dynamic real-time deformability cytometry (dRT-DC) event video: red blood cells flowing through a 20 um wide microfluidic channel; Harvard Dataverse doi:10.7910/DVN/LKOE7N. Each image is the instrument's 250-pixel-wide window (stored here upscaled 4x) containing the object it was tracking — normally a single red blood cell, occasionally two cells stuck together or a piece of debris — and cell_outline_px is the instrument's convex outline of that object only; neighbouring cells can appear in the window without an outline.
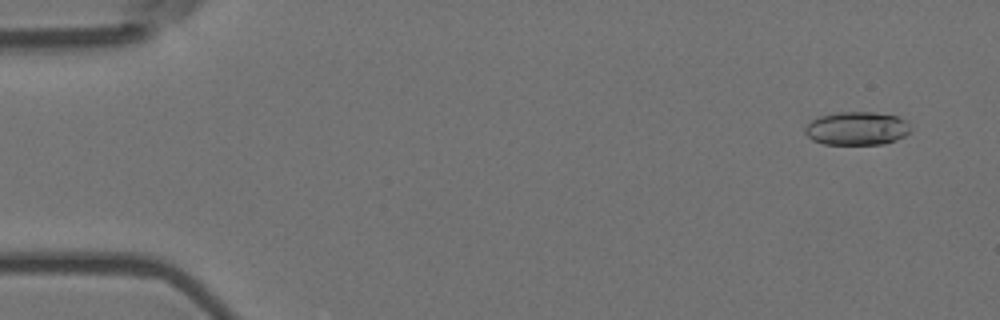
{"species": "Egyptian fruit bat (a non-hibernating species)", "species_latin": "Rousettus aegyptiacus", "temperature_condition": "room temperature", "stored_images_in_passage": 6, "camera_frame_rate_fps": 3000, "um_per_image_px": 0.085, "animal": {"sex": "female"}, "frame": {"image": 1, "passage_image": 1, "time_ms": 0.0, "image_size_px": [1000, 320], "cell_outline_px": [[912, 128], [904, 136], [896, 140], [884, 144], [824, 144], [812, 140], [804, 132], [804, 128], [812, 120], [820, 116], [836, 112], [872, 112], [896, 116], [904, 120]], "centroid_in_image_um": [72.81, 10.92], "position_along_channel_um": 12.2, "area_um2": 20.46}}
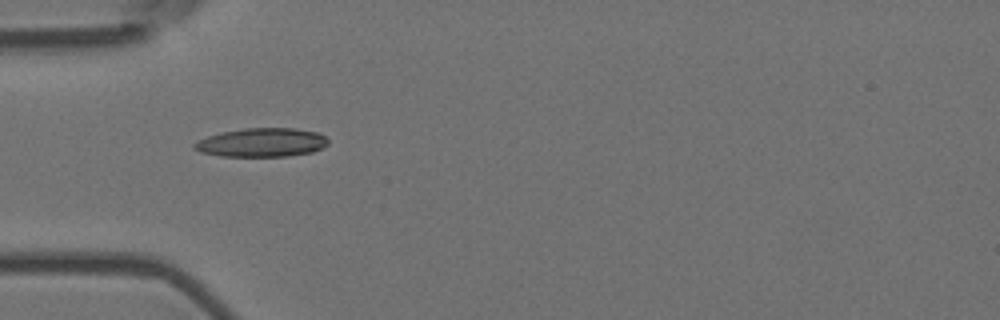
{"frame": {"image": 2, "passage_image": 5, "time_ms": 1.333, "image_size_px": [1000, 320], "cell_outline_px": [[328, 144], [312, 152], [288, 156], [220, 156], [200, 152], [192, 148], [192, 144], [208, 136], [224, 132], [244, 128], [296, 128], [320, 132], [328, 140]], "centroid_in_image_um": [22.26, 12.11], "position_along_channel_um": 62.7, "area_um2": 22.43}}
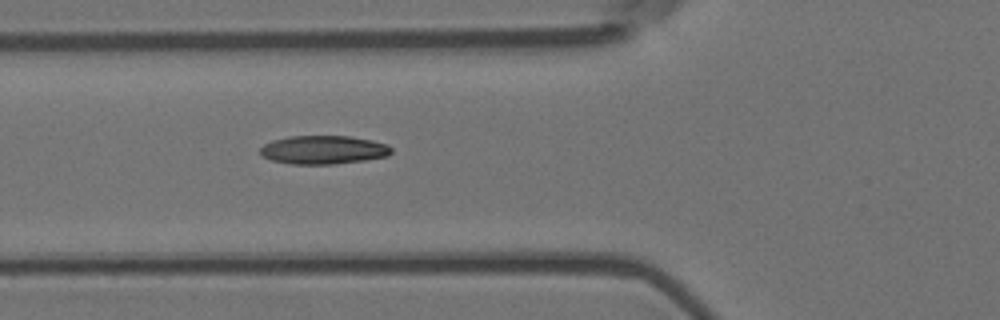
{"frame": {"image": 3, "passage_image": 6, "time_ms": 1.667, "image_size_px": [1000, 320], "cell_outline_px": [[392, 152], [388, 156], [364, 160], [332, 164], [292, 164], [272, 160], [260, 156], [260, 148], [264, 144], [272, 140], [288, 136], [348, 136], [372, 140], [388, 144], [392, 148]], "centroid_in_image_um": [27.48, 12.73], "position_along_channel_um": 98.3, "area_um2": 21.91}}